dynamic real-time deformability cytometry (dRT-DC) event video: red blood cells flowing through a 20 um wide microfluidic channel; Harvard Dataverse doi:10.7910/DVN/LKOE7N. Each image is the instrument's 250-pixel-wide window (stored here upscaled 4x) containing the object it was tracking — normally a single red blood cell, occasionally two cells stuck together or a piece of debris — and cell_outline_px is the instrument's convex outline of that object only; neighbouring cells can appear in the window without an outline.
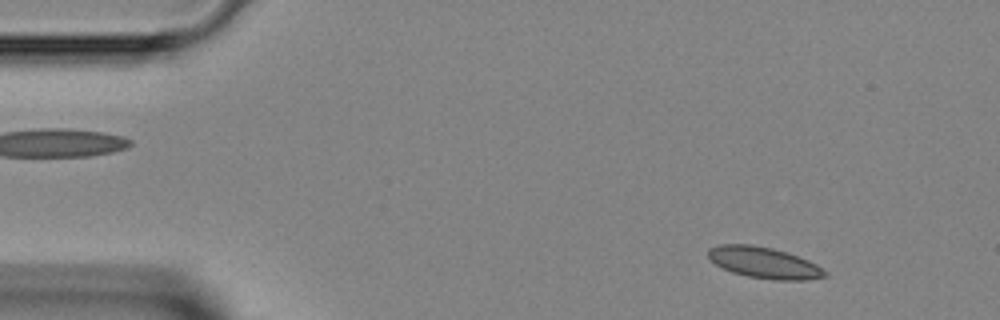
{"species": "Egyptian fruit bat (a non-hibernating species)", "species_latin": "Rousettus aegyptiacus", "temperature_condition": "room temperature", "stored_images_in_passage": 45, "camera_frame_rate_fps": 3000, "um_per_image_px": 0.085, "animal": {"sex": "female"}, "frame": {"image": 1, "passage_image": 4, "time_ms": 1.0, "image_size_px": [1000, 320], "cell_outline_px": [[828, 276], [808, 280], [772, 280], [748, 276], [732, 272], [716, 264], [708, 256], [708, 248], [720, 244], [752, 244], [772, 248], [788, 252], [808, 260], [816, 264], [828, 272]], "centroid_in_image_um": [64.98, 22.32], "position_along_channel_um": 20.0, "area_um2": 21.33}}
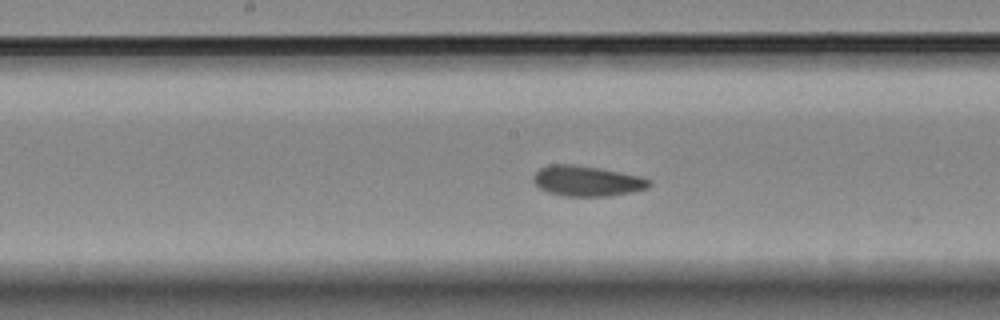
{"frame": {"image": 2, "passage_image": 22, "time_ms": 7.0, "image_size_px": [1000, 320], "cell_outline_px": [[652, 184], [648, 188], [632, 192], [608, 196], [564, 196], [548, 192], [540, 188], [532, 180], [532, 176], [540, 168], [548, 164], [572, 164], [596, 168], [640, 176], [652, 180]], "centroid_in_image_um": [49.88, 15.39], "position_along_channel_um": 198.3, "area_um2": 20.46}}
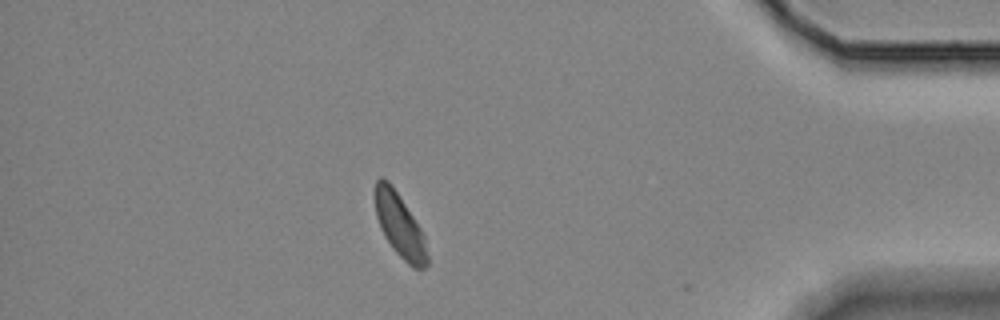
{"frame": {"image": 3, "passage_image": 39, "time_ms": 12.667, "image_size_px": [1000, 320], "cell_outline_px": [[428, 264], [424, 268], [412, 268], [392, 248], [384, 236], [380, 228], [376, 216], [376, 180], [380, 176], [384, 176], [392, 184], [420, 228], [424, 236], [428, 256]], "centroid_in_image_um": [33.97, 19.17], "position_along_channel_um": 401.2, "area_um2": 19.19}}